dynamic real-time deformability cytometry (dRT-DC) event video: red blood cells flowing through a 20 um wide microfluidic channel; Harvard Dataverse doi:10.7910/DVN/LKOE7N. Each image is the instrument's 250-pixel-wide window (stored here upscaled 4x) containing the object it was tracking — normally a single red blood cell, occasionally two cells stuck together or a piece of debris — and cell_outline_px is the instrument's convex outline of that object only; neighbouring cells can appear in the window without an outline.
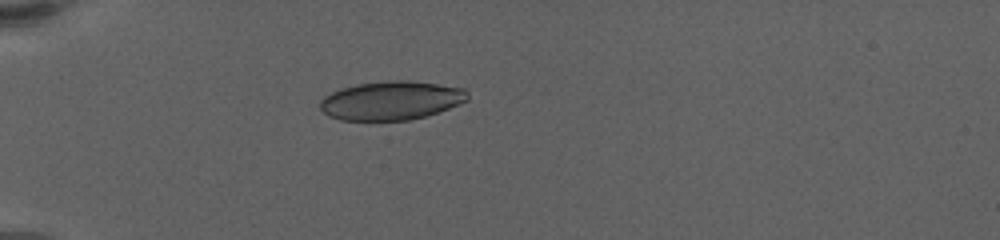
{"species": "human", "species_latin": "Homo sapiens", "temperature_condition": "warm", "stored_images_in_passage": 9, "camera_frame_rate_fps": 3000, "um_per_image_px": 0.085, "donor": {"sex": "female"}, "frame": {"image": 1, "passage_image": 7, "time_ms": 6.0, "image_size_px": [1000, 240], "cell_outline_px": [[468, 100], [460, 104], [424, 116], [408, 120], [340, 120], [328, 116], [320, 108], [320, 100], [324, 96], [340, 88], [356, 84], [388, 80], [408, 80], [464, 88], [468, 92]], "centroid_in_image_um": [33.23, 8.54], "position_along_channel_um": 51.8, "area_um2": 33.29}}
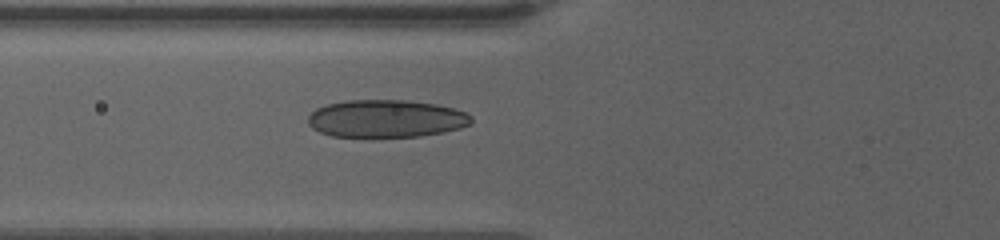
{"frame": {"image": 2, "passage_image": 9, "time_ms": 8.0, "image_size_px": [1000, 240], "cell_outline_px": [[472, 124], [460, 128], [444, 132], [420, 136], [332, 136], [320, 132], [312, 128], [308, 124], [308, 116], [316, 108], [328, 104], [344, 100], [408, 100], [436, 104], [452, 108], [464, 112], [472, 116]], "centroid_in_image_um": [32.82, 10.07], "position_along_channel_um": 93.0, "area_um2": 35.72}}